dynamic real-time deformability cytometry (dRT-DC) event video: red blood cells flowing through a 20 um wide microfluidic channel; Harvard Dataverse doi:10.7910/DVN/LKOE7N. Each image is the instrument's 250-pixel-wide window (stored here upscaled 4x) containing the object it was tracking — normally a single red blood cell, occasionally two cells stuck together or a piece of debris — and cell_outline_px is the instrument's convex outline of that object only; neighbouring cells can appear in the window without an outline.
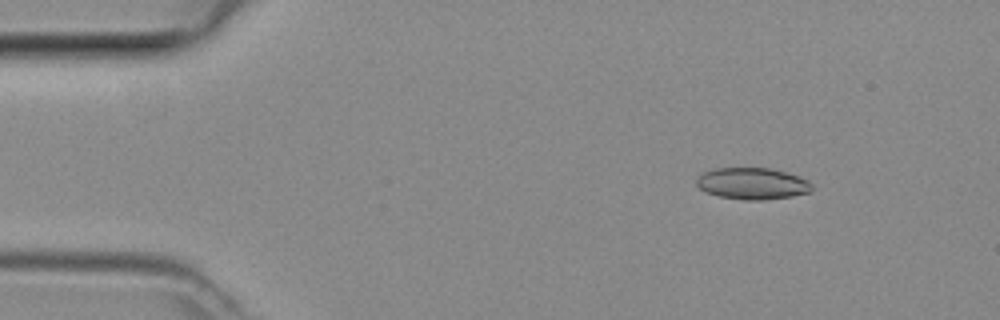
{"species": "common noctule bat (a hibernating species)", "species_latin": "Nyctalus noctula", "temperature_condition": "room temperature", "stored_images_in_passage": 4, "camera_frame_rate_fps": 3000, "um_per_image_px": 0.085, "animal": {"sex": "female", "body_mass_g": 29.2, "forearm_length_mm": 56.3}, "frame": {"image": 1, "passage_image": 2, "time_ms": 0.333, "image_size_px": [1000, 320], "cell_outline_px": [[812, 192], [792, 196], [764, 200], [744, 200], [720, 196], [704, 192], [696, 184], [696, 176], [700, 172], [716, 168], [772, 168], [788, 172], [808, 180], [812, 184]], "centroid_in_image_um": [63.94, 15.59], "position_along_channel_um": 21.1, "area_um2": 21.62}}